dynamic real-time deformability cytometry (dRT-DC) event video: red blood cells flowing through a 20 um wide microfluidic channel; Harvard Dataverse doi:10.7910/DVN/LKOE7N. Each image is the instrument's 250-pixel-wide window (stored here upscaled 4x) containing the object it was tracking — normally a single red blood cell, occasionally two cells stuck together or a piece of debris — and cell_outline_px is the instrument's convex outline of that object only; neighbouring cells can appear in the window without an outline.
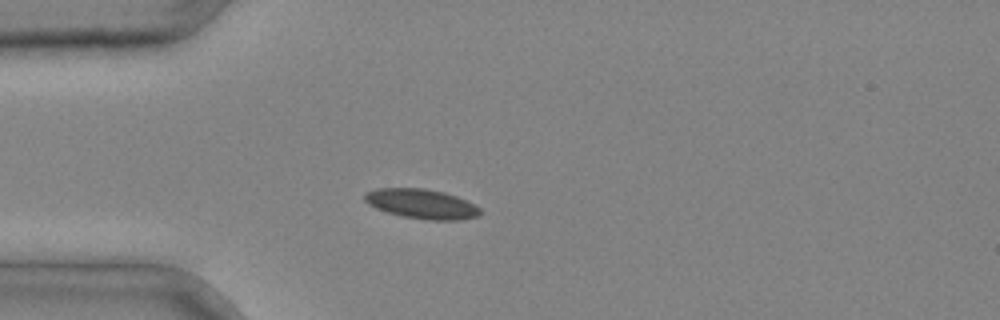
{"species": "common noctule bat (a hibernating species)", "species_latin": "Nyctalus noctula", "temperature_condition": "cold", "stored_images_in_passage": 2, "camera_frame_rate_fps": 3000, "um_per_image_px": 0.085, "animal": {"sex": "male", "body_mass_g": 20.4}, "frame": {"image": 1, "passage_image": 2, "time_ms": 0.333, "image_size_px": [1000, 320], "cell_outline_px": [[480, 216], [460, 220], [428, 220], [400, 216], [376, 208], [368, 204], [364, 200], [364, 192], [376, 188], [424, 188], [444, 192], [456, 196], [480, 208]], "centroid_in_image_um": [35.8, 17.33], "position_along_channel_um": 49.2, "area_um2": 20.0}}